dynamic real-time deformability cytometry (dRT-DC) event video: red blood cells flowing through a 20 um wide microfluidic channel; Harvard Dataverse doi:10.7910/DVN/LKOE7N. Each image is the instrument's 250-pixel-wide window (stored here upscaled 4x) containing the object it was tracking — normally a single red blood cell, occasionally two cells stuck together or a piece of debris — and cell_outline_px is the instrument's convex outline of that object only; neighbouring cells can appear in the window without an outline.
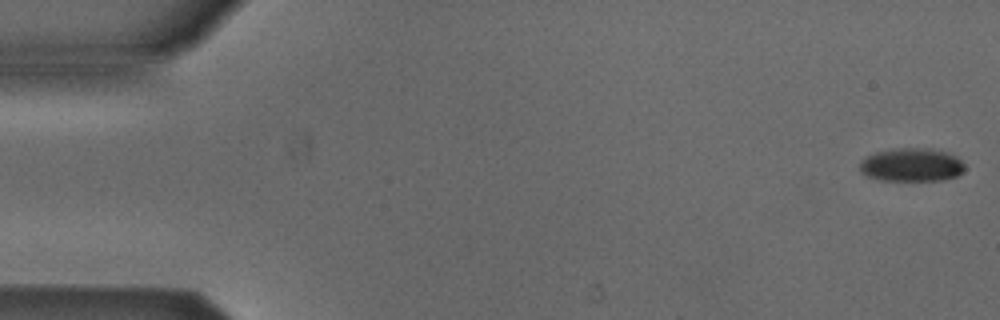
{"species": "Egyptian fruit bat (a non-hibernating species)", "species_latin": "Rousettus aegyptiacus", "temperature_condition": "cold", "stored_images_in_passage": 53, "camera_frame_rate_fps": 3000, "um_per_image_px": 0.085, "animal": {"sex": "male"}, "frame": {"image": 1, "passage_image": 1, "time_ms": 0.0, "image_size_px": [1000, 320], "cell_outline_px": [[964, 168], [956, 176], [940, 180], [880, 180], [868, 176], [860, 172], [860, 164], [868, 156], [876, 152], [900, 148], [928, 148], [948, 152], [956, 156], [964, 164]], "centroid_in_image_um": [77.49, 14.01], "position_along_channel_um": 7.5, "area_um2": 20.11}}
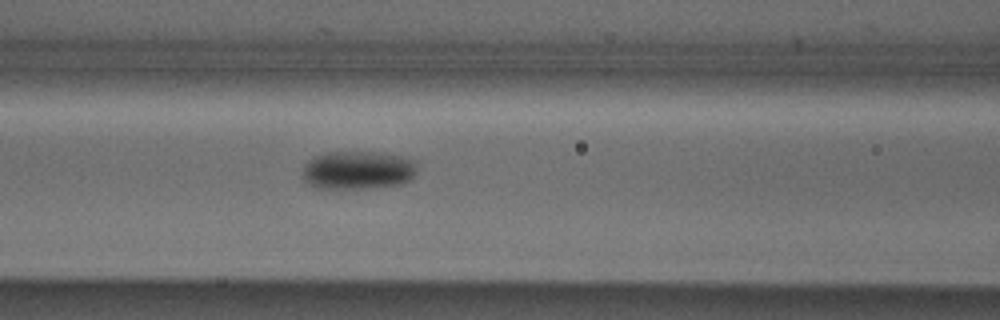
{"frame": {"image": 2, "passage_image": 22, "time_ms": 7.0, "image_size_px": [1000, 320], "cell_outline_px": [[416, 172], [412, 180], [400, 184], [368, 188], [316, 188], [308, 184], [304, 180], [304, 164], [308, 160], [324, 152], [376, 152], [400, 156], [416, 160]], "centroid_in_image_um": [30.44, 14.46], "position_along_channel_um": 136.2, "area_um2": 25.72}}
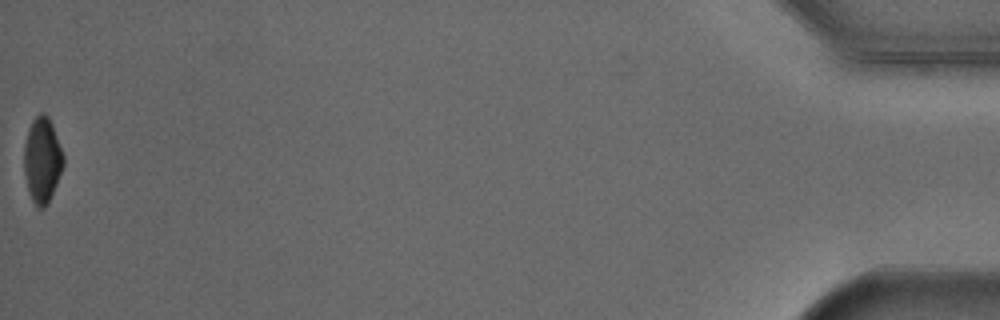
{"frame": {"image": 3, "passage_image": 53, "time_ms": 17.333, "image_size_px": [1000, 320], "cell_outline_px": [[64, 164], [48, 204], [44, 208], [40, 208], [32, 200], [28, 192], [24, 172], [24, 144], [28, 128], [32, 120], [40, 112], [44, 112], [48, 116], [52, 124], [64, 156]], "centroid_in_image_um": [3.58, 13.58], "position_along_channel_um": 431.6, "area_um2": 19.59}, "authors_computed_cell_mechanics": {"area_um2": 22.1952, "velocity_mm_per_s": 3.8743, "shape_relaxation_time_tau1_ms": 4.2393, "shape_relaxation_time_tau2_ms": null, "deformation_change_tau1": 0.1209, "deformation_change_tau2": null}}